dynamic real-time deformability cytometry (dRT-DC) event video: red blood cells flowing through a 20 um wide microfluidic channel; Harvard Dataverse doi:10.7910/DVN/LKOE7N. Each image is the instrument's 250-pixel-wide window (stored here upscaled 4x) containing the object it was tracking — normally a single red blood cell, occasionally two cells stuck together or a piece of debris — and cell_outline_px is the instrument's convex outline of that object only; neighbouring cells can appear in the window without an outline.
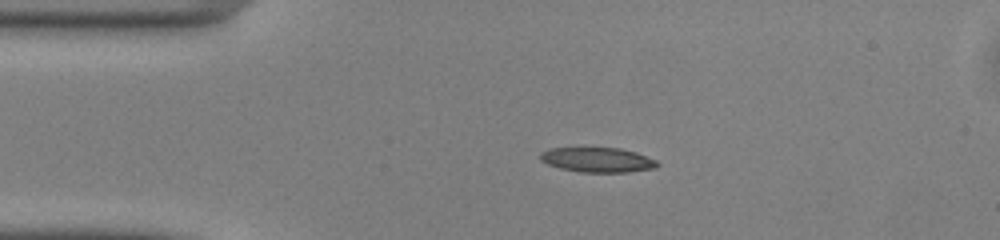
{"species": "common noctule bat (a hibernating species)", "species_latin": "Nyctalus noctula", "temperature_condition": "warm", "stored_images_in_passage": 40, "camera_frame_rate_fps": 3000, "um_per_image_px": 0.085, "animal": {"sex": "male", "body_mass_g": 13.0, "forearm_length_mm": 53.1}, "frame": {"image": 1, "passage_image": 1, "time_ms": 0.0, "image_size_px": [1000, 240], "cell_outline_px": [[660, 164], [656, 168], [628, 172], [580, 172], [560, 168], [548, 164], [540, 160], [540, 152], [548, 148], [620, 148], [636, 152], [656, 160]], "centroid_in_image_um": [50.79, 13.58], "position_along_channel_um": 34.2, "area_um2": 16.94}}
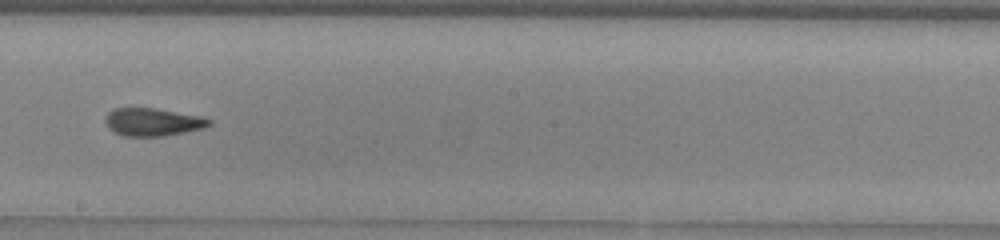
{"frame": {"image": 2, "passage_image": 18, "time_ms": 5.667, "image_size_px": [1000, 240], "cell_outline_px": [[212, 124], [204, 128], [164, 136], [124, 136], [108, 128], [104, 120], [104, 116], [112, 108], [156, 108], [200, 116], [212, 120]], "centroid_in_image_um": [12.96, 10.36], "position_along_channel_um": 235.2, "area_um2": 16.94}}
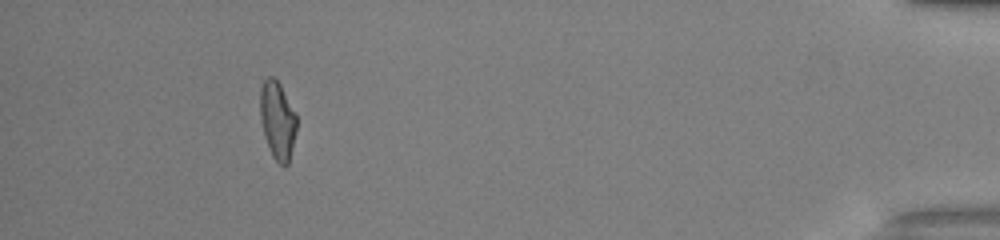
{"frame": {"image": 3, "passage_image": 36, "time_ms": 11.667, "image_size_px": [1000, 240], "cell_outline_px": [[296, 132], [288, 164], [284, 168], [272, 156], [268, 148], [264, 136], [260, 120], [260, 88], [264, 80], [268, 76], [272, 76], [280, 84], [296, 112]], "centroid_in_image_um": [23.58, 10.23], "position_along_channel_um": 411.6, "area_um2": 16.76}, "authors_computed_cell_mechanics": {"area_um2": 17.051, "velocity_mm_per_s": 4.1243, "shape_relaxation_time_tau1_ms": 7.2756, "shape_relaxation_time_tau2_ms": 2.4289, "deformation_change_tau1": 0.2034, "deformation_change_tau2": 0.1157}}